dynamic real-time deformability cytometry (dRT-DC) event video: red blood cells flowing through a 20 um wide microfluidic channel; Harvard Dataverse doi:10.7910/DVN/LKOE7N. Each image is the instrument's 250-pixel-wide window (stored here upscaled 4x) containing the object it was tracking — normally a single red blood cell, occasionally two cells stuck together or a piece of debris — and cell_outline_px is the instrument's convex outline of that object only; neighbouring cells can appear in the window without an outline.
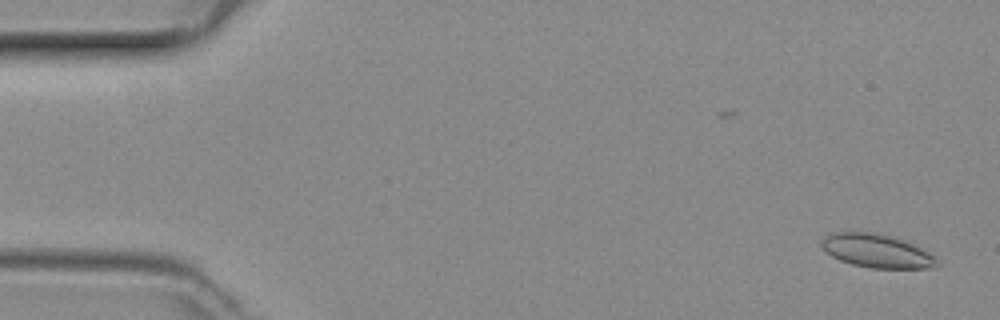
{"species": "common noctule bat (a hibernating species)", "species_latin": "Nyctalus noctula", "temperature_condition": "room temperature", "stored_images_in_passage": 9, "camera_frame_rate_fps": 3000, "um_per_image_px": 0.085, "animal": {"sex": "female", "body_mass_g": 29.2, "forearm_length_mm": 56.3}, "frame": {"image": 1, "passage_image": 1, "time_ms": 0.0, "image_size_px": [1000, 320], "cell_outline_px": [[940, 264], [936, 268], [868, 268], [852, 264], [840, 260], [824, 252], [820, 248], [820, 240], [824, 236], [832, 232], [860, 228], [888, 236], [912, 244], [928, 252]], "centroid_in_image_um": [74.4, 21.29], "position_along_channel_um": 10.6, "area_um2": 23.12}}